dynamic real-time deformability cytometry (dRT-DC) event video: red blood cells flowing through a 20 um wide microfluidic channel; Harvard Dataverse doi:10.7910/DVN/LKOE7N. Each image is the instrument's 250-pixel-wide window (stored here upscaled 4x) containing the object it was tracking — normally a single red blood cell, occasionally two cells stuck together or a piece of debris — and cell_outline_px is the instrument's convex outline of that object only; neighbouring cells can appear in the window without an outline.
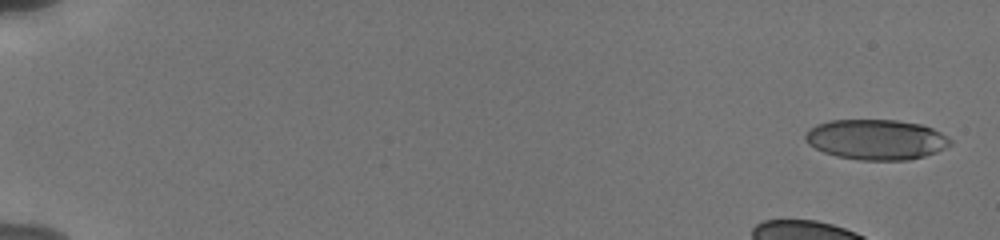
{"species": "human", "species_latin": "Homo sapiens", "temperature_condition": "cold", "stored_images_in_passage": 9, "camera_frame_rate_fps": 3000, "um_per_image_px": 0.085, "donor": {"sex": "male"}, "frame": {"image": 1, "passage_image": 1, "time_ms": 0.0, "image_size_px": [1000, 240], "cell_outline_px": [[952, 144], [936, 152], [924, 156], [908, 160], [860, 160], [836, 156], [824, 152], [808, 144], [804, 140], [804, 132], [808, 128], [816, 124], [828, 120], [896, 120], [920, 124], [932, 128], [948, 136], [952, 140]], "centroid_in_image_um": [74.44, 11.85], "position_along_channel_um": 10.6, "area_um2": 34.28}}